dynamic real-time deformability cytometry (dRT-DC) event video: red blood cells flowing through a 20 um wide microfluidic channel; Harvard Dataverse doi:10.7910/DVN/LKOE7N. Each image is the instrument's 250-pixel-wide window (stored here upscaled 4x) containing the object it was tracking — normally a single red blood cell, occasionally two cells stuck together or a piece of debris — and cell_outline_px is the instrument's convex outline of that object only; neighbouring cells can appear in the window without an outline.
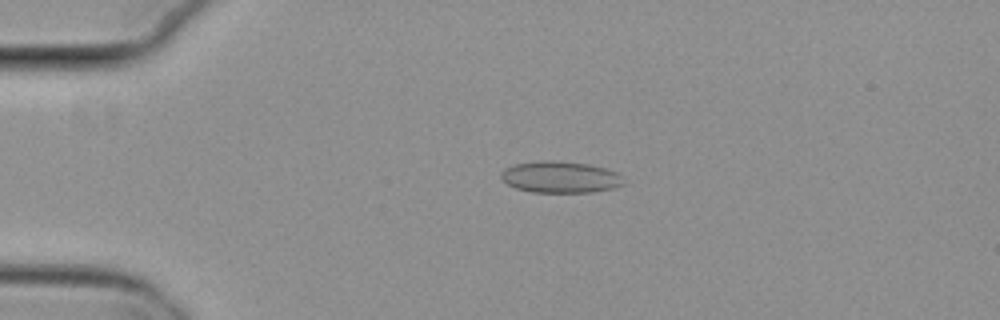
{"species": "common noctule bat (a hibernating species)", "species_latin": "Nyctalus noctula", "temperature_condition": "cold", "stored_images_in_passage": 54, "camera_frame_rate_fps": 3000, "um_per_image_px": 0.085, "animal": {"sex": "female", "body_mass_g": 29.2, "forearm_length_mm": 56.3}, "frame": {"image": 1, "passage_image": 12, "time_ms": 3.667, "image_size_px": [1000, 320], "cell_outline_px": [[624, 184], [616, 188], [592, 192], [532, 192], [516, 188], [508, 184], [500, 176], [500, 172], [504, 168], [516, 164], [540, 160], [556, 160], [588, 164], [604, 168], [616, 172], [620, 176]], "centroid_in_image_um": [47.61, 15.05], "position_along_channel_um": 37.4, "area_um2": 22.54}}
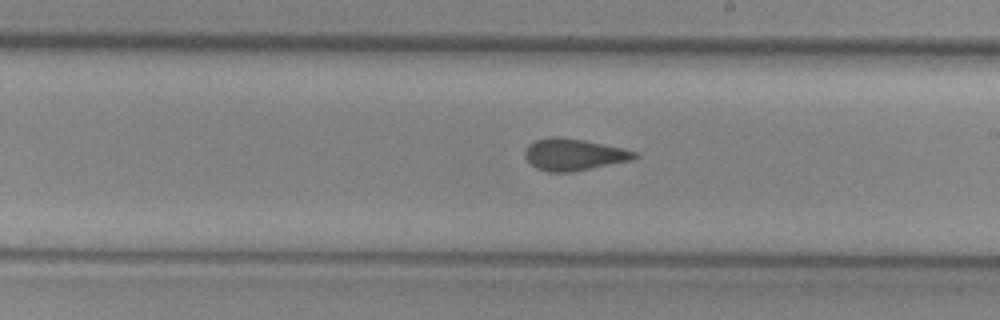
{"frame": {"image": 2, "passage_image": 31, "time_ms": 10.0, "image_size_px": [1000, 320], "cell_outline_px": [[640, 156], [632, 160], [572, 172], [548, 172], [536, 168], [524, 156], [524, 152], [528, 144], [536, 140], [552, 136], [560, 136], [584, 140], [620, 148], [636, 152]], "centroid_in_image_um": [48.75, 13.14], "position_along_channel_um": 240.3, "area_um2": 20.23}}
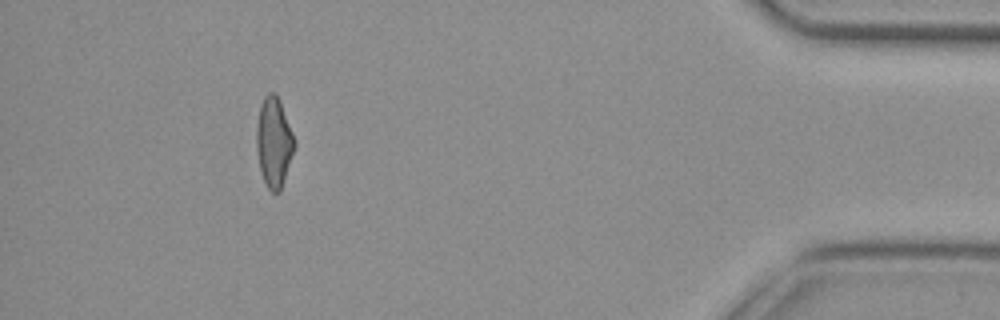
{"frame": {"image": 3, "passage_image": 49, "time_ms": 16.0, "image_size_px": [1000, 320], "cell_outline_px": [[296, 144], [280, 192], [272, 192], [268, 188], [264, 180], [260, 168], [256, 144], [256, 128], [260, 108], [264, 96], [268, 92], [276, 92], [280, 100], [296, 140]], "centroid_in_image_um": [23.3, 12.05], "position_along_channel_um": 411.9, "area_um2": 19.83}, "authors_computed_cell_mechanics": {"area_um2": 20.6346, "velocity_mm_per_s": 3.8395, "shape_relaxation_time_tau1_ms": 9.8965, "shape_relaxation_time_tau2_ms": 1.3488, "deformation_change_tau1": 0.168, "deformation_change_tau2": 0.0658}}